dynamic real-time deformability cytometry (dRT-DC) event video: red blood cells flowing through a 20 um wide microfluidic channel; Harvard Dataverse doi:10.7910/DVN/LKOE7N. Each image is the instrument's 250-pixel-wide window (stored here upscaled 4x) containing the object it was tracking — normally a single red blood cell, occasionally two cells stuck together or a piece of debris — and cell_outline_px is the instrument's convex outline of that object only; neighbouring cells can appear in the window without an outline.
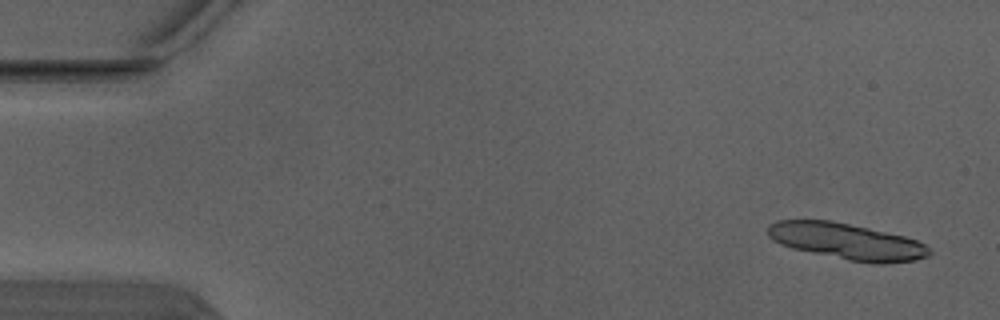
{"species": "Egyptian fruit bat (a non-hibernating species)", "species_latin": "Rousettus aegyptiacus", "temperature_condition": "warm", "stored_images_in_passage": 4, "segment_of_instrument_passage": [1, 2], "camera_frame_rate_fps": 3000, "um_per_image_px": 0.085, "animal": {"sex": "male"}, "frame": {"image": 1, "passage_image": 1, "time_ms": 0.0, "image_size_px": [1000, 320], "cell_outline_px": [[932, 252], [928, 256], [916, 260], [880, 264], [876, 264], [848, 260], [792, 248], [780, 244], [772, 240], [768, 236], [768, 224], [776, 220], [832, 220], [904, 236], [916, 240], [924, 244]], "centroid_in_image_um": [71.95, 20.51], "position_along_channel_um": 13.0, "area_um2": 34.04}}